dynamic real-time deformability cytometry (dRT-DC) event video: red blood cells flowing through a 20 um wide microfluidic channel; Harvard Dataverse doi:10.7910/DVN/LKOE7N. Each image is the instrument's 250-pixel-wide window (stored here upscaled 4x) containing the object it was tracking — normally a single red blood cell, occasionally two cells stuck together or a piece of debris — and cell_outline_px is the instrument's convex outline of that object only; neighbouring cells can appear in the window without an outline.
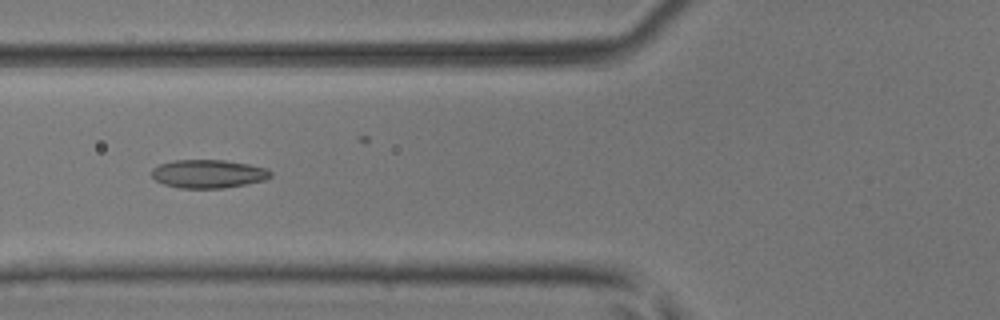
{"species": "common noctule bat (a hibernating species)", "species_latin": "Nyctalus noctula", "temperature_condition": "room temperature", "stored_images_in_passage": 5, "camera_frame_rate_fps": 3000, "um_per_image_px": 0.085, "animal": {"sex": "male", "body_mass_g": 17.9, "forearm_length_mm": 54.2}, "frame": {"image": 1, "passage_image": 5, "time_ms": 1.333, "image_size_px": [1000, 320], "cell_outline_px": [[272, 176], [264, 180], [224, 188], [180, 188], [164, 184], [156, 180], [152, 176], [152, 168], [160, 164], [172, 160], [224, 160], [248, 164], [268, 168], [272, 172]], "centroid_in_image_um": [17.71, 14.77], "position_along_channel_um": 108.1, "area_um2": 19.65}}